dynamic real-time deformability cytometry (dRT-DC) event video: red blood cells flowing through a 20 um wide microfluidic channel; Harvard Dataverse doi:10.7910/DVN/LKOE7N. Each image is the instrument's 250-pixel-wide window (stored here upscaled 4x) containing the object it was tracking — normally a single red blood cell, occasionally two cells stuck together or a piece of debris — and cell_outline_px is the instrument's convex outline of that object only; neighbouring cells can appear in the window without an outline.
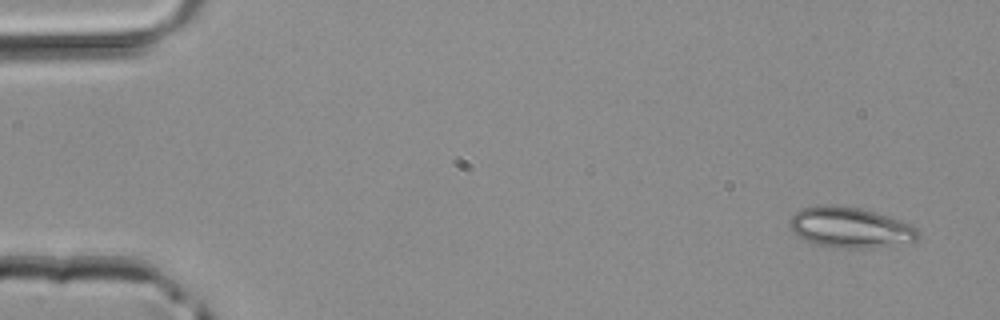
{"species": "common noctule bat (a hibernating species)", "species_latin": "Nyctalus noctula", "temperature_condition": "room temperature", "stored_images_in_passage": 4, "camera_frame_rate_fps": 3000, "um_per_image_px": 0.085, "animal": {"sex": "male", "body_mass_g": 20.4}, "frame": {"image": 1, "passage_image": 1, "time_ms": 0.0, "image_size_px": [1000, 320], "cell_outline_px": [[920, 236], [912, 244], [876, 248], [836, 248], [816, 244], [804, 240], [788, 224], [788, 220], [800, 208], [828, 204], [832, 204], [860, 208], [876, 212], [912, 224], [920, 232]], "centroid_in_image_um": [72.34, 19.35], "position_along_channel_um": 12.7, "area_um2": 30.92}}